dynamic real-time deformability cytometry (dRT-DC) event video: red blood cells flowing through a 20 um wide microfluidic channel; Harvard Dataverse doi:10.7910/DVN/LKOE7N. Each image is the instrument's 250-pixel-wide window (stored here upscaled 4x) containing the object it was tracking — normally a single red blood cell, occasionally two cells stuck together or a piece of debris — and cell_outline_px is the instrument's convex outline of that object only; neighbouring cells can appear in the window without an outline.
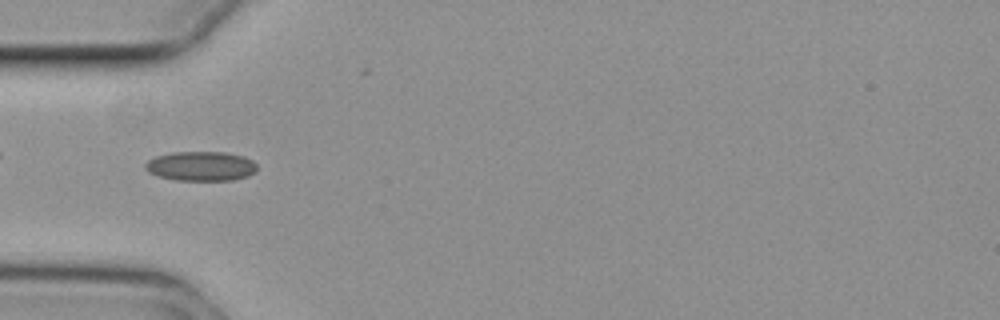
{"species": "common noctule bat (a hibernating species)", "species_latin": "Nyctalus noctula", "temperature_condition": "cold", "stored_images_in_passage": 40, "camera_frame_rate_fps": 3000, "um_per_image_px": 0.085, "animal": {"sex": "female", "body_mass_g": 29.2, "forearm_length_mm": 56.3}, "frame": {"image": 1, "passage_image": 3, "time_ms": 0.667, "image_size_px": [1000, 320], "cell_outline_px": [[256, 172], [248, 176], [232, 180], [176, 180], [160, 176], [148, 172], [144, 168], [144, 164], [148, 160], [156, 156], [172, 152], [224, 152], [244, 156], [252, 160], [256, 164]], "centroid_in_image_um": [17.08, 14.12], "position_along_channel_um": 67.9, "area_um2": 19.25}}
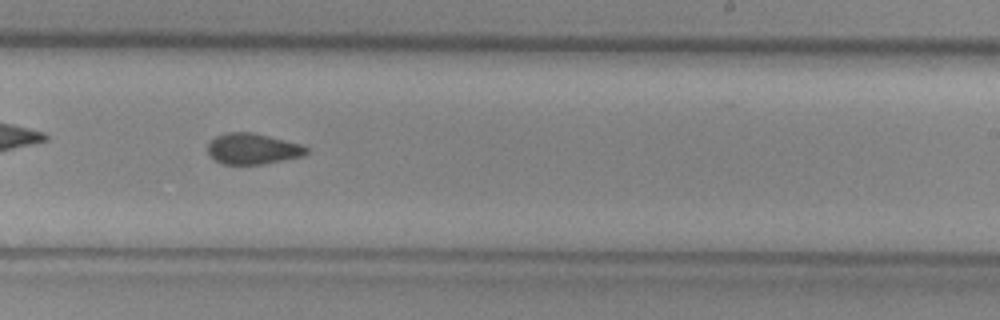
{"frame": {"image": 2, "passage_image": 19, "time_ms": 6.0, "image_size_px": [1000, 320], "cell_outline_px": [[308, 152], [304, 156], [260, 164], [224, 164], [216, 160], [208, 152], [208, 144], [216, 136], [224, 132], [252, 132], [300, 144], [308, 148]], "centroid_in_image_um": [21.48, 12.64], "position_along_channel_um": 267.5, "area_um2": 17.51}}
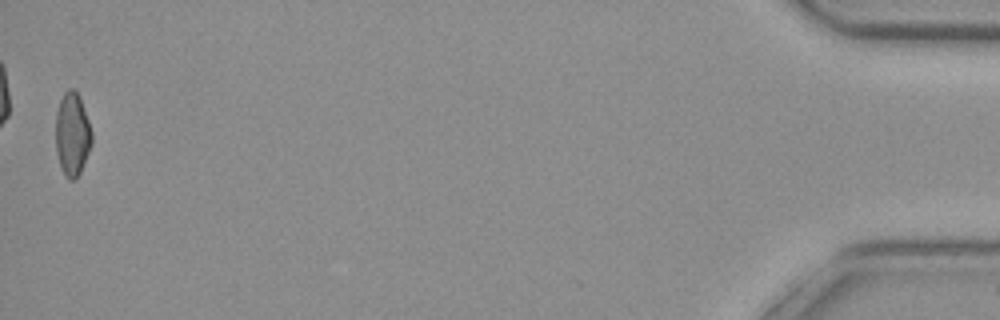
{"frame": {"image": 3, "passage_image": 40, "time_ms": 13.0, "image_size_px": [1000, 320], "cell_outline_px": [[92, 144], [80, 172], [72, 180], [68, 180], [60, 164], [56, 152], [56, 112], [60, 100], [64, 92], [68, 88], [72, 88], [80, 96], [92, 132]], "centroid_in_image_um": [6.14, 11.37], "position_along_channel_um": 429.1, "area_um2": 17.4}, "authors_computed_cell_mechanics": {"area_um2": 17.9758, "velocity_mm_per_s": 3.7465, "shape_relaxation_time_tau1_ms": null, "shape_relaxation_time_tau2_ms": 4.7854, "deformation_change_tau1": null, "deformation_change_tau2": 0.0898}}